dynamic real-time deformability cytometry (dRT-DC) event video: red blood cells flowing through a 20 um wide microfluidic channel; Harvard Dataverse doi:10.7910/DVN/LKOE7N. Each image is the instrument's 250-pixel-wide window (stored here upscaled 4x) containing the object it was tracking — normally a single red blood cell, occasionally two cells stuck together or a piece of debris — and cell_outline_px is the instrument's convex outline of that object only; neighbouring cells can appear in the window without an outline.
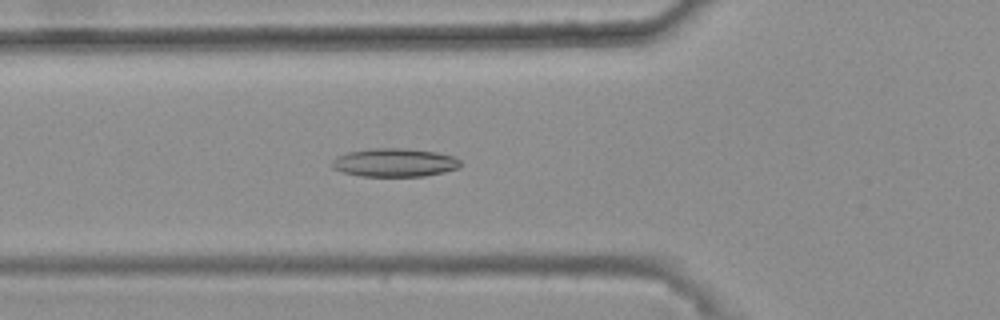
{"species": "common noctule bat (a hibernating species)", "species_latin": "Nyctalus noctula", "temperature_condition": "warm", "stored_images_in_passage": 45, "camera_frame_rate_fps": 3000, "um_per_image_px": 0.085, "animal": {"sex": "female", "body_mass_g": 25.1}, "frame": {"image": 1, "passage_image": 17, "time_ms": 5.333, "image_size_px": [1000, 320], "cell_outline_px": [[460, 168], [444, 172], [424, 176], [360, 176], [344, 172], [332, 168], [332, 160], [336, 156], [348, 152], [372, 148], [404, 148], [436, 152], [456, 156], [460, 160]], "centroid_in_image_um": [33.56, 13.81], "position_along_channel_um": 92.2, "area_um2": 21.39}}
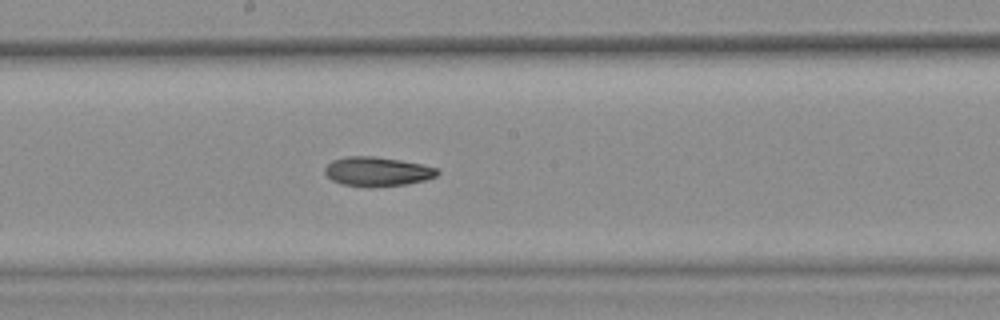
{"frame": {"image": 2, "passage_image": 27, "time_ms": 8.667, "image_size_px": [1000, 320], "cell_outline_px": [[440, 172], [436, 176], [424, 180], [408, 184], [372, 188], [344, 184], [332, 180], [324, 172], [324, 168], [332, 160], [348, 156], [372, 156], [400, 160], [420, 164], [436, 168]], "centroid_in_image_um": [32.06, 14.59], "position_along_channel_um": 216.1, "area_um2": 19.19}}
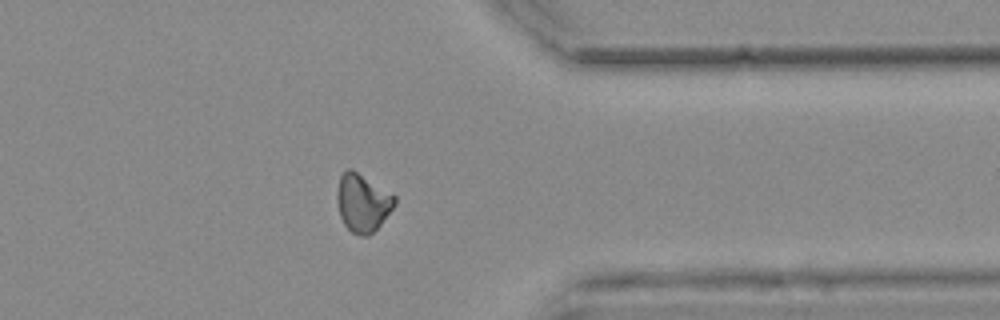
{"frame": {"image": 3, "passage_image": 41, "time_ms": 13.333, "image_size_px": [1000, 320], "cell_outline_px": [[396, 204], [380, 224], [368, 236], [360, 236], [352, 232], [344, 224], [340, 216], [336, 200], [336, 192], [340, 176], [348, 168], [352, 168], [396, 196]], "centroid_in_image_um": [30.8, 17.22], "position_along_channel_um": 380.6, "area_um2": 19.42}}